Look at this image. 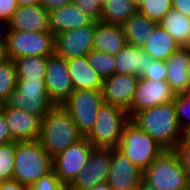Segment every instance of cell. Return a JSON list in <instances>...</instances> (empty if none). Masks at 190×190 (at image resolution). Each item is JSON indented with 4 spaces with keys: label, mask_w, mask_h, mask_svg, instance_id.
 <instances>
[{
    "label": "cell",
    "mask_w": 190,
    "mask_h": 190,
    "mask_svg": "<svg viewBox=\"0 0 190 190\" xmlns=\"http://www.w3.org/2000/svg\"><path fill=\"white\" fill-rule=\"evenodd\" d=\"M131 120L165 150H174L181 139L174 101L140 111Z\"/></svg>",
    "instance_id": "1"
},
{
    "label": "cell",
    "mask_w": 190,
    "mask_h": 190,
    "mask_svg": "<svg viewBox=\"0 0 190 190\" xmlns=\"http://www.w3.org/2000/svg\"><path fill=\"white\" fill-rule=\"evenodd\" d=\"M94 148L87 137H83L53 158V170L66 188L86 168Z\"/></svg>",
    "instance_id": "10"
},
{
    "label": "cell",
    "mask_w": 190,
    "mask_h": 190,
    "mask_svg": "<svg viewBox=\"0 0 190 190\" xmlns=\"http://www.w3.org/2000/svg\"><path fill=\"white\" fill-rule=\"evenodd\" d=\"M18 7L16 0H0V18L9 22Z\"/></svg>",
    "instance_id": "38"
},
{
    "label": "cell",
    "mask_w": 190,
    "mask_h": 190,
    "mask_svg": "<svg viewBox=\"0 0 190 190\" xmlns=\"http://www.w3.org/2000/svg\"><path fill=\"white\" fill-rule=\"evenodd\" d=\"M101 5L105 4L107 0H98Z\"/></svg>",
    "instance_id": "53"
},
{
    "label": "cell",
    "mask_w": 190,
    "mask_h": 190,
    "mask_svg": "<svg viewBox=\"0 0 190 190\" xmlns=\"http://www.w3.org/2000/svg\"><path fill=\"white\" fill-rule=\"evenodd\" d=\"M166 63V81L175 94L190 93V49L181 47Z\"/></svg>",
    "instance_id": "18"
},
{
    "label": "cell",
    "mask_w": 190,
    "mask_h": 190,
    "mask_svg": "<svg viewBox=\"0 0 190 190\" xmlns=\"http://www.w3.org/2000/svg\"><path fill=\"white\" fill-rule=\"evenodd\" d=\"M73 2V0H41V6L47 11H53L59 9L68 3Z\"/></svg>",
    "instance_id": "40"
},
{
    "label": "cell",
    "mask_w": 190,
    "mask_h": 190,
    "mask_svg": "<svg viewBox=\"0 0 190 190\" xmlns=\"http://www.w3.org/2000/svg\"><path fill=\"white\" fill-rule=\"evenodd\" d=\"M16 141L0 144V181L13 179Z\"/></svg>",
    "instance_id": "32"
},
{
    "label": "cell",
    "mask_w": 190,
    "mask_h": 190,
    "mask_svg": "<svg viewBox=\"0 0 190 190\" xmlns=\"http://www.w3.org/2000/svg\"><path fill=\"white\" fill-rule=\"evenodd\" d=\"M117 148L142 171L165 151L158 142L145 133L131 119L123 129Z\"/></svg>",
    "instance_id": "4"
},
{
    "label": "cell",
    "mask_w": 190,
    "mask_h": 190,
    "mask_svg": "<svg viewBox=\"0 0 190 190\" xmlns=\"http://www.w3.org/2000/svg\"><path fill=\"white\" fill-rule=\"evenodd\" d=\"M53 169V158L40 140L16 142L13 179L30 187Z\"/></svg>",
    "instance_id": "3"
},
{
    "label": "cell",
    "mask_w": 190,
    "mask_h": 190,
    "mask_svg": "<svg viewBox=\"0 0 190 190\" xmlns=\"http://www.w3.org/2000/svg\"><path fill=\"white\" fill-rule=\"evenodd\" d=\"M89 190H112V189L109 187L107 182H104L94 186L92 189Z\"/></svg>",
    "instance_id": "48"
},
{
    "label": "cell",
    "mask_w": 190,
    "mask_h": 190,
    "mask_svg": "<svg viewBox=\"0 0 190 190\" xmlns=\"http://www.w3.org/2000/svg\"><path fill=\"white\" fill-rule=\"evenodd\" d=\"M138 79L136 75L119 73L104 79L102 89L104 103L120 106L127 111L133 102Z\"/></svg>",
    "instance_id": "17"
},
{
    "label": "cell",
    "mask_w": 190,
    "mask_h": 190,
    "mask_svg": "<svg viewBox=\"0 0 190 190\" xmlns=\"http://www.w3.org/2000/svg\"><path fill=\"white\" fill-rule=\"evenodd\" d=\"M138 12L131 0H107L102 5L100 21L108 24L123 25Z\"/></svg>",
    "instance_id": "26"
},
{
    "label": "cell",
    "mask_w": 190,
    "mask_h": 190,
    "mask_svg": "<svg viewBox=\"0 0 190 190\" xmlns=\"http://www.w3.org/2000/svg\"><path fill=\"white\" fill-rule=\"evenodd\" d=\"M136 190H158L153 186H150L149 184H147L145 181H141L138 185V187L136 188Z\"/></svg>",
    "instance_id": "46"
},
{
    "label": "cell",
    "mask_w": 190,
    "mask_h": 190,
    "mask_svg": "<svg viewBox=\"0 0 190 190\" xmlns=\"http://www.w3.org/2000/svg\"><path fill=\"white\" fill-rule=\"evenodd\" d=\"M7 32L8 22L0 18V43H6Z\"/></svg>",
    "instance_id": "43"
},
{
    "label": "cell",
    "mask_w": 190,
    "mask_h": 190,
    "mask_svg": "<svg viewBox=\"0 0 190 190\" xmlns=\"http://www.w3.org/2000/svg\"><path fill=\"white\" fill-rule=\"evenodd\" d=\"M83 137L62 105H55L42 118L39 140L52 158Z\"/></svg>",
    "instance_id": "2"
},
{
    "label": "cell",
    "mask_w": 190,
    "mask_h": 190,
    "mask_svg": "<svg viewBox=\"0 0 190 190\" xmlns=\"http://www.w3.org/2000/svg\"><path fill=\"white\" fill-rule=\"evenodd\" d=\"M166 63L164 60L153 59L152 57L148 61L146 72L141 78L152 81L166 80Z\"/></svg>",
    "instance_id": "35"
},
{
    "label": "cell",
    "mask_w": 190,
    "mask_h": 190,
    "mask_svg": "<svg viewBox=\"0 0 190 190\" xmlns=\"http://www.w3.org/2000/svg\"><path fill=\"white\" fill-rule=\"evenodd\" d=\"M188 179L173 150H165L143 171L142 176L143 181L158 190H182L188 185Z\"/></svg>",
    "instance_id": "5"
},
{
    "label": "cell",
    "mask_w": 190,
    "mask_h": 190,
    "mask_svg": "<svg viewBox=\"0 0 190 190\" xmlns=\"http://www.w3.org/2000/svg\"><path fill=\"white\" fill-rule=\"evenodd\" d=\"M8 30L51 32L49 12L41 5L19 6L8 22Z\"/></svg>",
    "instance_id": "19"
},
{
    "label": "cell",
    "mask_w": 190,
    "mask_h": 190,
    "mask_svg": "<svg viewBox=\"0 0 190 190\" xmlns=\"http://www.w3.org/2000/svg\"><path fill=\"white\" fill-rule=\"evenodd\" d=\"M180 48L172 35L160 25L155 28L147 38L146 44L142 47L144 52L153 59L164 61Z\"/></svg>",
    "instance_id": "24"
},
{
    "label": "cell",
    "mask_w": 190,
    "mask_h": 190,
    "mask_svg": "<svg viewBox=\"0 0 190 190\" xmlns=\"http://www.w3.org/2000/svg\"><path fill=\"white\" fill-rule=\"evenodd\" d=\"M2 112L6 117L13 141L23 142L40 139L41 117L20 108L3 107Z\"/></svg>",
    "instance_id": "16"
},
{
    "label": "cell",
    "mask_w": 190,
    "mask_h": 190,
    "mask_svg": "<svg viewBox=\"0 0 190 190\" xmlns=\"http://www.w3.org/2000/svg\"><path fill=\"white\" fill-rule=\"evenodd\" d=\"M172 9L190 18V0H172Z\"/></svg>",
    "instance_id": "42"
},
{
    "label": "cell",
    "mask_w": 190,
    "mask_h": 190,
    "mask_svg": "<svg viewBox=\"0 0 190 190\" xmlns=\"http://www.w3.org/2000/svg\"><path fill=\"white\" fill-rule=\"evenodd\" d=\"M95 21L90 25L59 33L55 36V53L65 59L87 55L92 49Z\"/></svg>",
    "instance_id": "14"
},
{
    "label": "cell",
    "mask_w": 190,
    "mask_h": 190,
    "mask_svg": "<svg viewBox=\"0 0 190 190\" xmlns=\"http://www.w3.org/2000/svg\"><path fill=\"white\" fill-rule=\"evenodd\" d=\"M104 104L103 90H74L62 107L69 113L80 133L87 137L92 131L97 113Z\"/></svg>",
    "instance_id": "8"
},
{
    "label": "cell",
    "mask_w": 190,
    "mask_h": 190,
    "mask_svg": "<svg viewBox=\"0 0 190 190\" xmlns=\"http://www.w3.org/2000/svg\"><path fill=\"white\" fill-rule=\"evenodd\" d=\"M5 44L7 57L13 60L55 53V35L52 32L8 30Z\"/></svg>",
    "instance_id": "9"
},
{
    "label": "cell",
    "mask_w": 190,
    "mask_h": 190,
    "mask_svg": "<svg viewBox=\"0 0 190 190\" xmlns=\"http://www.w3.org/2000/svg\"><path fill=\"white\" fill-rule=\"evenodd\" d=\"M29 190H66V187L60 182L52 169L33 183Z\"/></svg>",
    "instance_id": "34"
},
{
    "label": "cell",
    "mask_w": 190,
    "mask_h": 190,
    "mask_svg": "<svg viewBox=\"0 0 190 190\" xmlns=\"http://www.w3.org/2000/svg\"><path fill=\"white\" fill-rule=\"evenodd\" d=\"M4 107V102L0 100V113L2 112Z\"/></svg>",
    "instance_id": "51"
},
{
    "label": "cell",
    "mask_w": 190,
    "mask_h": 190,
    "mask_svg": "<svg viewBox=\"0 0 190 190\" xmlns=\"http://www.w3.org/2000/svg\"><path fill=\"white\" fill-rule=\"evenodd\" d=\"M188 177L190 176V143H178L177 147L173 150Z\"/></svg>",
    "instance_id": "37"
},
{
    "label": "cell",
    "mask_w": 190,
    "mask_h": 190,
    "mask_svg": "<svg viewBox=\"0 0 190 190\" xmlns=\"http://www.w3.org/2000/svg\"><path fill=\"white\" fill-rule=\"evenodd\" d=\"M93 21L74 2L49 12V27L55 36L65 31L90 25Z\"/></svg>",
    "instance_id": "20"
},
{
    "label": "cell",
    "mask_w": 190,
    "mask_h": 190,
    "mask_svg": "<svg viewBox=\"0 0 190 190\" xmlns=\"http://www.w3.org/2000/svg\"><path fill=\"white\" fill-rule=\"evenodd\" d=\"M175 95L166 80L152 81L139 77L133 102L127 114L131 119L140 111L174 101Z\"/></svg>",
    "instance_id": "11"
},
{
    "label": "cell",
    "mask_w": 190,
    "mask_h": 190,
    "mask_svg": "<svg viewBox=\"0 0 190 190\" xmlns=\"http://www.w3.org/2000/svg\"><path fill=\"white\" fill-rule=\"evenodd\" d=\"M74 90H102L104 80L89 64L87 55L66 59Z\"/></svg>",
    "instance_id": "21"
},
{
    "label": "cell",
    "mask_w": 190,
    "mask_h": 190,
    "mask_svg": "<svg viewBox=\"0 0 190 190\" xmlns=\"http://www.w3.org/2000/svg\"><path fill=\"white\" fill-rule=\"evenodd\" d=\"M158 25L159 23L137 12L122 27L127 43L142 48Z\"/></svg>",
    "instance_id": "25"
},
{
    "label": "cell",
    "mask_w": 190,
    "mask_h": 190,
    "mask_svg": "<svg viewBox=\"0 0 190 190\" xmlns=\"http://www.w3.org/2000/svg\"><path fill=\"white\" fill-rule=\"evenodd\" d=\"M73 2L94 21H100L102 5L98 0H73Z\"/></svg>",
    "instance_id": "36"
},
{
    "label": "cell",
    "mask_w": 190,
    "mask_h": 190,
    "mask_svg": "<svg viewBox=\"0 0 190 190\" xmlns=\"http://www.w3.org/2000/svg\"><path fill=\"white\" fill-rule=\"evenodd\" d=\"M18 6L40 5L41 0H16Z\"/></svg>",
    "instance_id": "45"
},
{
    "label": "cell",
    "mask_w": 190,
    "mask_h": 190,
    "mask_svg": "<svg viewBox=\"0 0 190 190\" xmlns=\"http://www.w3.org/2000/svg\"><path fill=\"white\" fill-rule=\"evenodd\" d=\"M179 143H190V124L182 128Z\"/></svg>",
    "instance_id": "44"
},
{
    "label": "cell",
    "mask_w": 190,
    "mask_h": 190,
    "mask_svg": "<svg viewBox=\"0 0 190 190\" xmlns=\"http://www.w3.org/2000/svg\"><path fill=\"white\" fill-rule=\"evenodd\" d=\"M10 130L3 112L0 113V144L12 142Z\"/></svg>",
    "instance_id": "39"
},
{
    "label": "cell",
    "mask_w": 190,
    "mask_h": 190,
    "mask_svg": "<svg viewBox=\"0 0 190 190\" xmlns=\"http://www.w3.org/2000/svg\"><path fill=\"white\" fill-rule=\"evenodd\" d=\"M7 57L6 44L0 43V62L4 61Z\"/></svg>",
    "instance_id": "47"
},
{
    "label": "cell",
    "mask_w": 190,
    "mask_h": 190,
    "mask_svg": "<svg viewBox=\"0 0 190 190\" xmlns=\"http://www.w3.org/2000/svg\"><path fill=\"white\" fill-rule=\"evenodd\" d=\"M127 44L122 25L95 21L92 47L111 55L117 54Z\"/></svg>",
    "instance_id": "22"
},
{
    "label": "cell",
    "mask_w": 190,
    "mask_h": 190,
    "mask_svg": "<svg viewBox=\"0 0 190 190\" xmlns=\"http://www.w3.org/2000/svg\"><path fill=\"white\" fill-rule=\"evenodd\" d=\"M44 81L48 96L55 105H62L74 91L66 59L56 53L48 57Z\"/></svg>",
    "instance_id": "13"
},
{
    "label": "cell",
    "mask_w": 190,
    "mask_h": 190,
    "mask_svg": "<svg viewBox=\"0 0 190 190\" xmlns=\"http://www.w3.org/2000/svg\"><path fill=\"white\" fill-rule=\"evenodd\" d=\"M17 76L14 60L6 58L0 62V100L5 102L16 89Z\"/></svg>",
    "instance_id": "29"
},
{
    "label": "cell",
    "mask_w": 190,
    "mask_h": 190,
    "mask_svg": "<svg viewBox=\"0 0 190 190\" xmlns=\"http://www.w3.org/2000/svg\"><path fill=\"white\" fill-rule=\"evenodd\" d=\"M182 190H190V185L188 184V185L185 186Z\"/></svg>",
    "instance_id": "52"
},
{
    "label": "cell",
    "mask_w": 190,
    "mask_h": 190,
    "mask_svg": "<svg viewBox=\"0 0 190 190\" xmlns=\"http://www.w3.org/2000/svg\"><path fill=\"white\" fill-rule=\"evenodd\" d=\"M172 10V0H144L138 7V13L159 23Z\"/></svg>",
    "instance_id": "31"
},
{
    "label": "cell",
    "mask_w": 190,
    "mask_h": 190,
    "mask_svg": "<svg viewBox=\"0 0 190 190\" xmlns=\"http://www.w3.org/2000/svg\"><path fill=\"white\" fill-rule=\"evenodd\" d=\"M143 171L117 147L111 148V164L107 183L112 190H136Z\"/></svg>",
    "instance_id": "15"
},
{
    "label": "cell",
    "mask_w": 190,
    "mask_h": 190,
    "mask_svg": "<svg viewBox=\"0 0 190 190\" xmlns=\"http://www.w3.org/2000/svg\"><path fill=\"white\" fill-rule=\"evenodd\" d=\"M49 56H25L14 60L17 80H44Z\"/></svg>",
    "instance_id": "27"
},
{
    "label": "cell",
    "mask_w": 190,
    "mask_h": 190,
    "mask_svg": "<svg viewBox=\"0 0 190 190\" xmlns=\"http://www.w3.org/2000/svg\"><path fill=\"white\" fill-rule=\"evenodd\" d=\"M150 58L142 48L127 43L115 54V73L142 77Z\"/></svg>",
    "instance_id": "23"
},
{
    "label": "cell",
    "mask_w": 190,
    "mask_h": 190,
    "mask_svg": "<svg viewBox=\"0 0 190 190\" xmlns=\"http://www.w3.org/2000/svg\"><path fill=\"white\" fill-rule=\"evenodd\" d=\"M127 111L116 105L102 104L95 125L87 136L93 147L115 148L121 140L123 129L129 121Z\"/></svg>",
    "instance_id": "6"
},
{
    "label": "cell",
    "mask_w": 190,
    "mask_h": 190,
    "mask_svg": "<svg viewBox=\"0 0 190 190\" xmlns=\"http://www.w3.org/2000/svg\"><path fill=\"white\" fill-rule=\"evenodd\" d=\"M177 120L180 128L190 124V93L176 94L174 98Z\"/></svg>",
    "instance_id": "33"
},
{
    "label": "cell",
    "mask_w": 190,
    "mask_h": 190,
    "mask_svg": "<svg viewBox=\"0 0 190 190\" xmlns=\"http://www.w3.org/2000/svg\"><path fill=\"white\" fill-rule=\"evenodd\" d=\"M54 106L44 80H17L16 89L4 102V107L20 108L41 118Z\"/></svg>",
    "instance_id": "7"
},
{
    "label": "cell",
    "mask_w": 190,
    "mask_h": 190,
    "mask_svg": "<svg viewBox=\"0 0 190 190\" xmlns=\"http://www.w3.org/2000/svg\"><path fill=\"white\" fill-rule=\"evenodd\" d=\"M187 48L190 49V30H189L188 39H187Z\"/></svg>",
    "instance_id": "50"
},
{
    "label": "cell",
    "mask_w": 190,
    "mask_h": 190,
    "mask_svg": "<svg viewBox=\"0 0 190 190\" xmlns=\"http://www.w3.org/2000/svg\"><path fill=\"white\" fill-rule=\"evenodd\" d=\"M111 164V148L95 147L86 164L66 190H89L107 182Z\"/></svg>",
    "instance_id": "12"
},
{
    "label": "cell",
    "mask_w": 190,
    "mask_h": 190,
    "mask_svg": "<svg viewBox=\"0 0 190 190\" xmlns=\"http://www.w3.org/2000/svg\"><path fill=\"white\" fill-rule=\"evenodd\" d=\"M87 59L103 80L115 73V55L92 49L87 54Z\"/></svg>",
    "instance_id": "30"
},
{
    "label": "cell",
    "mask_w": 190,
    "mask_h": 190,
    "mask_svg": "<svg viewBox=\"0 0 190 190\" xmlns=\"http://www.w3.org/2000/svg\"><path fill=\"white\" fill-rule=\"evenodd\" d=\"M0 190H29V187L12 179L8 181H0Z\"/></svg>",
    "instance_id": "41"
},
{
    "label": "cell",
    "mask_w": 190,
    "mask_h": 190,
    "mask_svg": "<svg viewBox=\"0 0 190 190\" xmlns=\"http://www.w3.org/2000/svg\"><path fill=\"white\" fill-rule=\"evenodd\" d=\"M131 1H132V3H133L135 6L139 7V5H140L144 0H131Z\"/></svg>",
    "instance_id": "49"
},
{
    "label": "cell",
    "mask_w": 190,
    "mask_h": 190,
    "mask_svg": "<svg viewBox=\"0 0 190 190\" xmlns=\"http://www.w3.org/2000/svg\"><path fill=\"white\" fill-rule=\"evenodd\" d=\"M159 25L168 31L180 47L187 48L190 18L175 9L169 10Z\"/></svg>",
    "instance_id": "28"
}]
</instances>
